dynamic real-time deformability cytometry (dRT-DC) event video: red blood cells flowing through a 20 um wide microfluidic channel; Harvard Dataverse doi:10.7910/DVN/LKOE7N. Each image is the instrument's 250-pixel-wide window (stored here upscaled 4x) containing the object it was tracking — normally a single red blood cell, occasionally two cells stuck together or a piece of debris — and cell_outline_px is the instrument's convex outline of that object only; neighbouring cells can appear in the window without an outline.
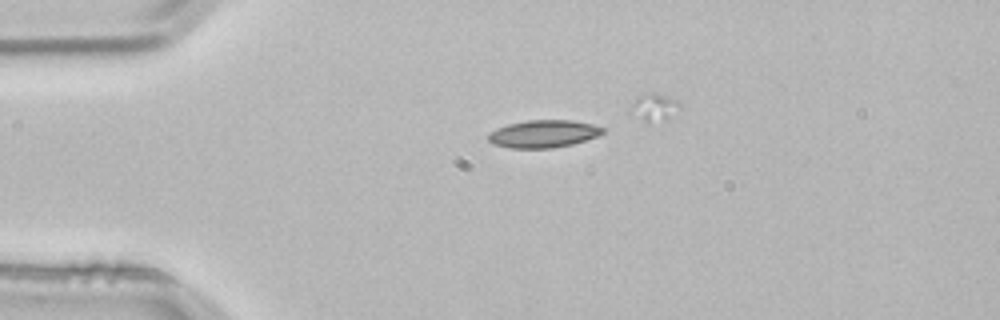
{"species": "common noctule bat (a hibernating species)", "species_latin": "Nyctalus noctula", "temperature_condition": "room temperature", "stored_images_in_passage": 3, "camera_frame_rate_fps": 3000, "um_per_image_px": 0.085, "animal": {"sex": "male", "body_mass_g": 21.5, "forearm_length_mm": 52.0}, "frame": {"image": 1, "passage_image": 3, "time_ms": 0.667, "image_size_px": [1000, 320], "cell_outline_px": [[604, 132], [596, 136], [572, 144], [552, 148], [512, 148], [492, 144], [488, 140], [488, 132], [496, 128], [508, 124], [528, 120], [572, 120], [592, 124], [604, 128]], "centroid_in_image_um": [46.15, 11.37], "position_along_channel_um": 38.9, "area_um2": 18.32}}